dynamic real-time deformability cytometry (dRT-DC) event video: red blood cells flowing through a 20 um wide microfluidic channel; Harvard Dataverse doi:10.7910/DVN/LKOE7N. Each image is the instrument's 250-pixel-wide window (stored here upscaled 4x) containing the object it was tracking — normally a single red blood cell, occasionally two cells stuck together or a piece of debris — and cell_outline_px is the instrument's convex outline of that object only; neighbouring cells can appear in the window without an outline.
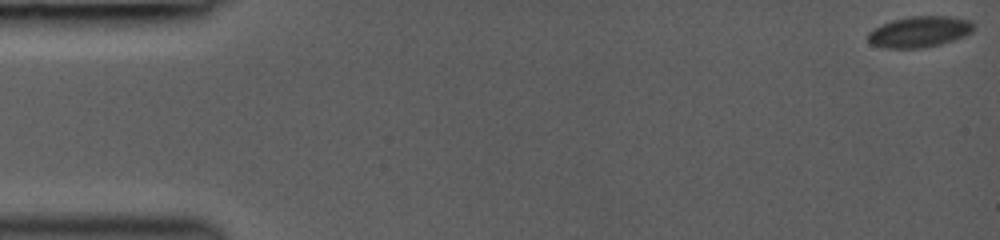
{"species": "common noctule bat (a hibernating species)", "species_latin": "Nyctalus noctula", "temperature_condition": "room temperature", "stored_images_in_passage": 49, "camera_frame_rate_fps": 3000, "um_per_image_px": 0.085, "animal": {"sex": "female", "body_mass_g": 19.0, "forearm_length_mm": 53.3}, "frame": {"image": 1, "passage_image": 1, "time_ms": 0.0, "image_size_px": [1000, 240], "cell_outline_px": [[976, 24], [972, 32], [964, 36], [940, 44], [924, 48], [884, 48], [872, 44], [868, 40], [868, 32], [892, 20], [908, 16], [948, 16], [972, 20]], "centroid_in_image_um": [78.2, 2.69], "position_along_channel_um": 6.8, "area_um2": 19.13}}
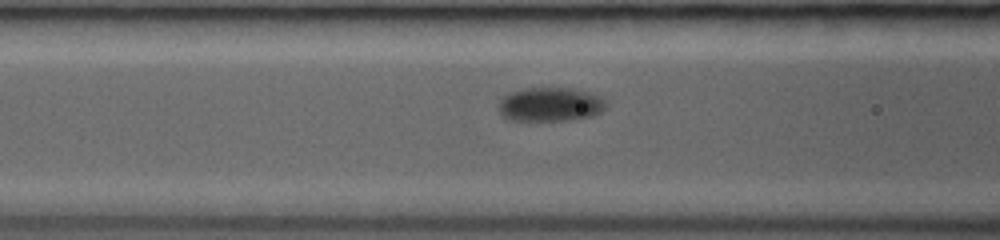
{"frame": {"image": 2, "passage_image": 21, "time_ms": 6.667, "image_size_px": [1000, 240], "cell_outline_px": [[608, 104], [600, 112], [592, 116], [572, 120], [508, 120], [500, 112], [500, 100], [504, 96], [512, 92], [524, 88], [572, 88], [596, 96], [604, 100]], "centroid_in_image_um": [46.76, 8.88], "position_along_channel_um": 119.8, "area_um2": 20.92}}
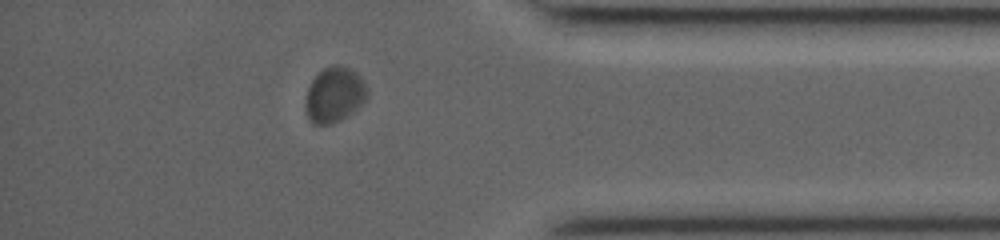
{"frame": {"image": 3, "passage_image": 43, "time_ms": 14.0, "image_size_px": [1000, 240], "cell_outline_px": [[368, 96], [356, 108], [340, 120], [332, 124], [312, 124], [308, 116], [304, 104], [304, 100], [308, 88], [312, 80], [324, 68], [332, 64], [336, 64], [348, 68], [356, 72], [364, 80], [368, 88]], "centroid_in_image_um": [28.42, 8.04], "position_along_channel_um": 406.8, "area_um2": 19.83}}